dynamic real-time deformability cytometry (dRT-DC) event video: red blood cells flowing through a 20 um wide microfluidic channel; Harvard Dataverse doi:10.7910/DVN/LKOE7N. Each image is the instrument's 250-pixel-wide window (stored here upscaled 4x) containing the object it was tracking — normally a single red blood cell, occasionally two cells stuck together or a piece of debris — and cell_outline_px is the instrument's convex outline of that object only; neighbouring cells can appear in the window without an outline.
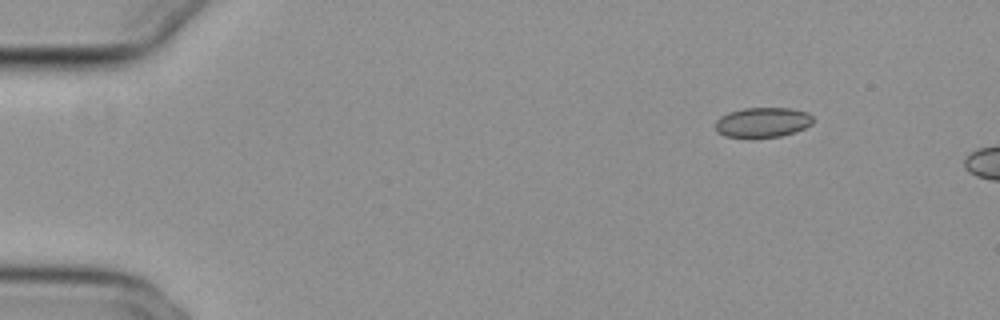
{"species": "common noctule bat (a hibernating species)", "species_latin": "Nyctalus noctula", "temperature_condition": "cold", "stored_images_in_passage": 5, "camera_frame_rate_fps": 3000, "um_per_image_px": 0.085, "animal": {"sex": "female", "body_mass_g": 29.2, "forearm_length_mm": 56.3}, "frame": {"image": 1, "passage_image": 1, "time_ms": 0.0, "image_size_px": [1000, 320], "cell_outline_px": [[812, 124], [804, 128], [780, 136], [724, 136], [716, 132], [716, 120], [720, 116], [728, 112], [744, 108], [792, 108], [808, 112], [812, 116]], "centroid_in_image_um": [64.81, 10.37], "position_along_channel_um": 20.2, "area_um2": 16.76}}